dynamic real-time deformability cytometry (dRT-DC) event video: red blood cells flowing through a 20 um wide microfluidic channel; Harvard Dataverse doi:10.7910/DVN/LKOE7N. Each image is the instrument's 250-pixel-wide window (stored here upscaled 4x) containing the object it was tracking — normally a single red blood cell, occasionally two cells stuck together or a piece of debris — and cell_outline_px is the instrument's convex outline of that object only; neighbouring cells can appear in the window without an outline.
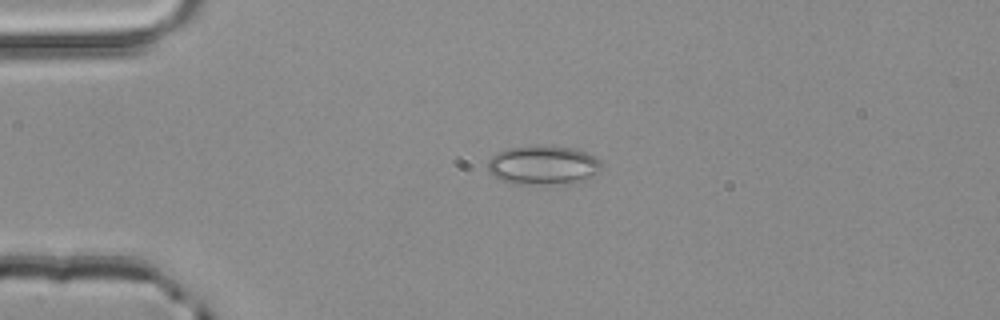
{"species": "common noctule bat (a hibernating species)", "species_latin": "Nyctalus noctula", "temperature_condition": "room temperature", "stored_images_in_passage": 4, "camera_frame_rate_fps": 3000, "um_per_image_px": 0.085, "animal": {"sex": "male", "body_mass_g": 20.4}, "frame": {"image": 1, "passage_image": 3, "time_ms": 0.667, "image_size_px": [1000, 320], "cell_outline_px": [[600, 172], [592, 180], [584, 184], [512, 184], [500, 180], [488, 172], [488, 160], [496, 152], [508, 148], [540, 144], [572, 148], [596, 156], [600, 160]], "centroid_in_image_um": [46.22, 14.06], "position_along_channel_um": 38.8, "area_um2": 26.99}}
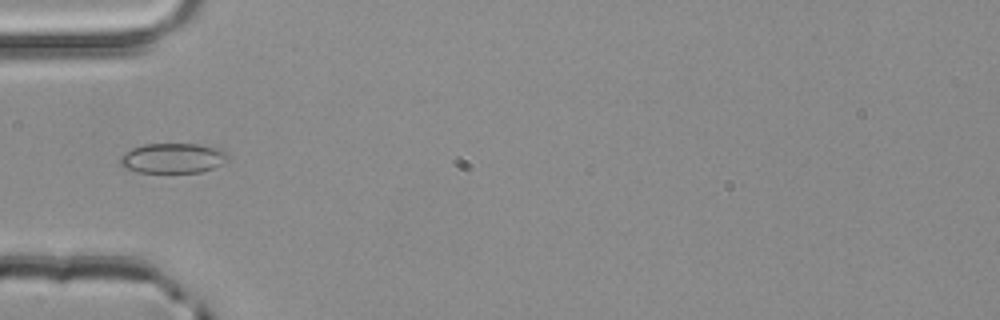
{"frame": {"image": 2, "passage_image": 4, "time_ms": 1.0, "image_size_px": [1000, 320], "cell_outline_px": [[228, 160], [212, 168], [200, 172], [136, 172], [124, 168], [120, 164], [120, 156], [124, 152], [132, 148], [144, 144], [196, 144], [228, 152]], "centroid_in_image_um": [14.63, 13.45], "position_along_channel_um": 70.4, "area_um2": 18.67}}